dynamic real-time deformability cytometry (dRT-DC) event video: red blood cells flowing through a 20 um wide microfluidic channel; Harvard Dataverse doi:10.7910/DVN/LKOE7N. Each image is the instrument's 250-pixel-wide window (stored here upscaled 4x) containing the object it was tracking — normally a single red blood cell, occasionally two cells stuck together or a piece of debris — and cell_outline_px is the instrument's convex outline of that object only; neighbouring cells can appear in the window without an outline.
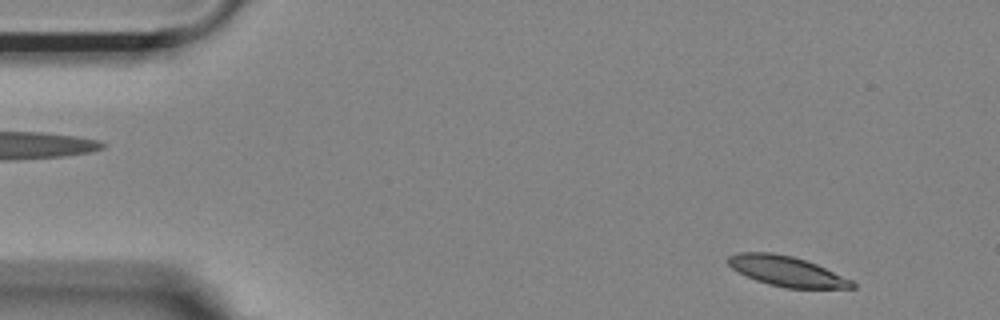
{"species": "Egyptian fruit bat (a non-hibernating species)", "species_latin": "Rousettus aegyptiacus", "temperature_condition": "room temperature", "stored_images_in_passage": 54, "segment_of_instrument_passage": [1, 2], "camera_frame_rate_fps": 3000, "um_per_image_px": 0.085, "animal": {"sex": "female"}, "frame": {"image": 1, "passage_image": 4, "time_ms": 1.0, "image_size_px": [1000, 320], "cell_outline_px": [[856, 288], [784, 288], [768, 284], [744, 276], [732, 268], [728, 264], [728, 256], [736, 252], [772, 252], [792, 256], [816, 264], [852, 280], [856, 284]], "centroid_in_image_um": [66.84, 23.05], "position_along_channel_um": 18.2, "area_um2": 21.79}}
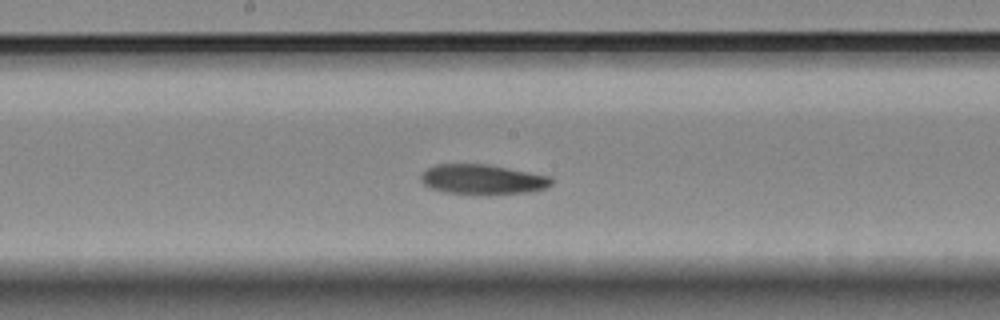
{"frame": {"image": 2, "passage_image": 27, "time_ms": 8.667, "image_size_px": [1000, 320], "cell_outline_px": [[552, 184], [548, 188], [528, 192], [484, 196], [444, 192], [432, 188], [424, 184], [420, 180], [420, 176], [428, 168], [436, 164], [488, 164], [552, 176]], "centroid_in_image_um": [41.06, 15.27], "position_along_channel_um": 207.1, "area_um2": 23.29}}
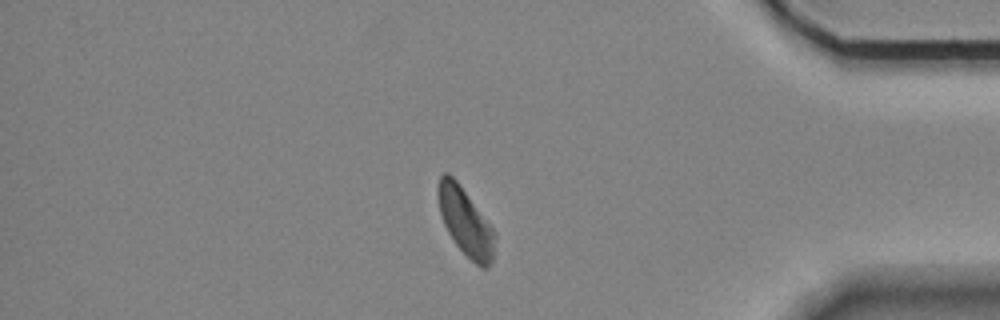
{"frame": {"image": 3, "passage_image": 45, "time_ms": 14.667, "image_size_px": [1000, 320], "cell_outline_px": [[496, 236], [492, 260], [484, 268], [480, 268], [456, 244], [448, 232], [444, 224], [440, 212], [436, 192], [436, 188], [440, 176], [444, 172], [448, 172], [456, 180], [496, 232]], "centroid_in_image_um": [39.54, 18.82], "position_along_channel_um": 395.7, "area_um2": 22.08}}